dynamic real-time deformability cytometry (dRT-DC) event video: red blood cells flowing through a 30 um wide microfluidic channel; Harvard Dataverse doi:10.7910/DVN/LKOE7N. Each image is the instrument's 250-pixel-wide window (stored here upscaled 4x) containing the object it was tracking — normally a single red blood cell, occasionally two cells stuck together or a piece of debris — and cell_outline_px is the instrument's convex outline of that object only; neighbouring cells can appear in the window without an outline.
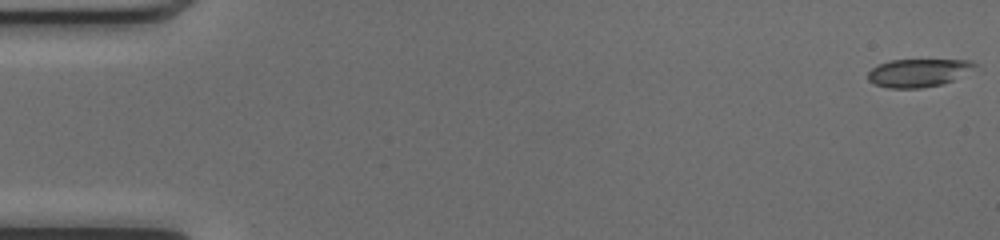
{"species": "common noctule bat (a hibernating species)", "species_latin": "Nyctalus noctula", "temperature_condition": "cold", "stored_images_in_passage": 51, "camera_frame_rate_fps": 3000, "um_per_image_px": 0.085, "animal": {"sex": "female", "body_mass_g": 17.0, "forearm_length_mm": 48.0}, "frame": {"image": 1, "passage_image": 1, "time_ms": 0.0, "image_size_px": [1000, 240], "cell_outline_px": [[976, 64], [952, 80], [944, 84], [920, 88], [888, 88], [872, 84], [868, 80], [868, 72], [872, 68], [880, 64], [892, 60], [972, 60]], "centroid_in_image_um": [77.96, 6.2], "position_along_channel_um": 7.0, "area_um2": 17.11}}
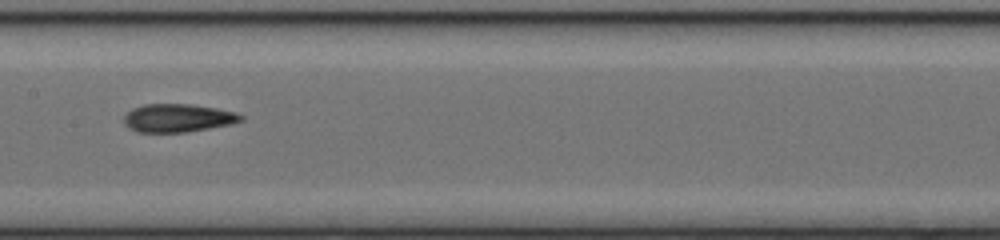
{"frame": {"image": 2, "passage_image": 26, "time_ms": 8.333, "image_size_px": [1000, 240], "cell_outline_px": [[244, 120], [232, 124], [184, 132], [136, 132], [128, 128], [124, 124], [124, 116], [132, 108], [144, 104], [192, 104], [216, 108], [236, 112], [244, 116]], "centroid_in_image_um": [15.12, 10.02], "position_along_channel_um": 192.3, "area_um2": 19.31}}
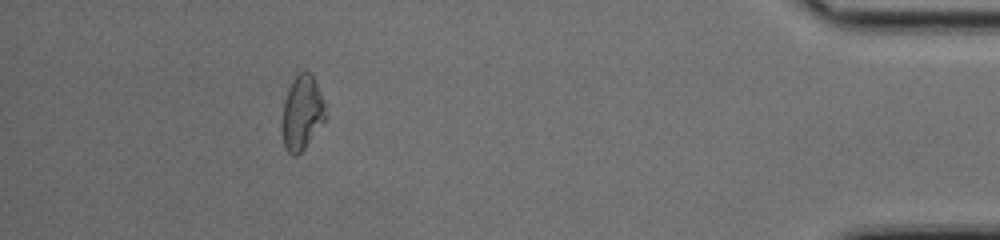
{"frame": {"image": 3, "passage_image": 46, "time_ms": 15.0, "image_size_px": [1000, 240], "cell_outline_px": [[328, 116], [304, 148], [296, 156], [292, 156], [284, 148], [280, 128], [280, 120], [284, 100], [288, 88], [292, 80], [300, 72], [312, 72], [328, 112]], "centroid_in_image_um": [25.64, 9.6], "position_along_channel_um": 409.6, "area_um2": 19.36}, "authors_computed_cell_mechanics": {"area_um2": 19.0162, "velocity_mm_per_s": 4.1288, "shape_relaxation_time_tau1_ms": null, "shape_relaxation_time_tau2_ms": 2.227, "deformation_change_tau1": null, "deformation_change_tau2": 0.0869}}